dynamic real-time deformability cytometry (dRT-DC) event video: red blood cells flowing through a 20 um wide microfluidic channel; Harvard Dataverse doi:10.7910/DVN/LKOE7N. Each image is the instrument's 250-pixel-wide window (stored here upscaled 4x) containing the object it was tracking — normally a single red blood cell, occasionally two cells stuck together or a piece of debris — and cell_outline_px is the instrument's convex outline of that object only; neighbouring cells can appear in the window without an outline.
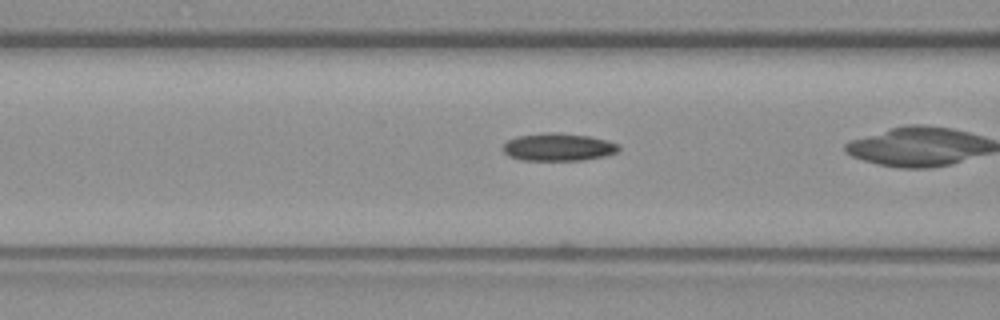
{"species": "common noctule bat (a hibernating species)", "species_latin": "Nyctalus noctula", "temperature_condition": "warm", "stored_images_in_passage": 42, "camera_frame_rate_fps": 3000, "um_per_image_px": 0.085, "animal": {"sex": "female", "body_mass_g": 19.3, "forearm_length_mm": 54.1}, "frame": {"image": 1, "passage_image": 20, "time_ms": 6.333, "image_size_px": [1000, 320], "cell_outline_px": [[620, 148], [616, 152], [604, 156], [584, 160], [520, 160], [508, 156], [504, 152], [504, 144], [508, 140], [516, 136], [544, 132], [556, 132], [588, 136], [608, 140], [616, 144]], "centroid_in_image_um": [47.42, 12.5], "position_along_channel_um": 119.2, "area_um2": 18.67}}
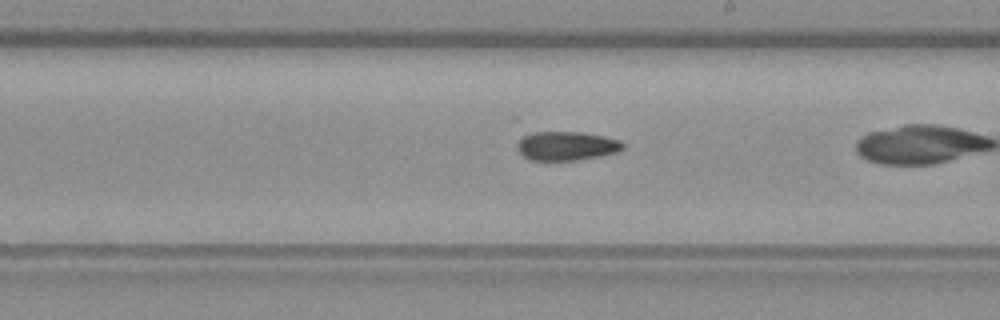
{"frame": {"image": 2, "passage_image": 30, "time_ms": 9.667, "image_size_px": [1000, 320], "cell_outline_px": [[624, 148], [620, 152], [600, 156], [576, 160], [528, 160], [516, 148], [516, 144], [524, 136], [532, 132], [580, 132], [604, 136], [620, 140], [624, 144]], "centroid_in_image_um": [48.18, 12.4], "position_along_channel_um": 240.8, "area_um2": 17.92}}
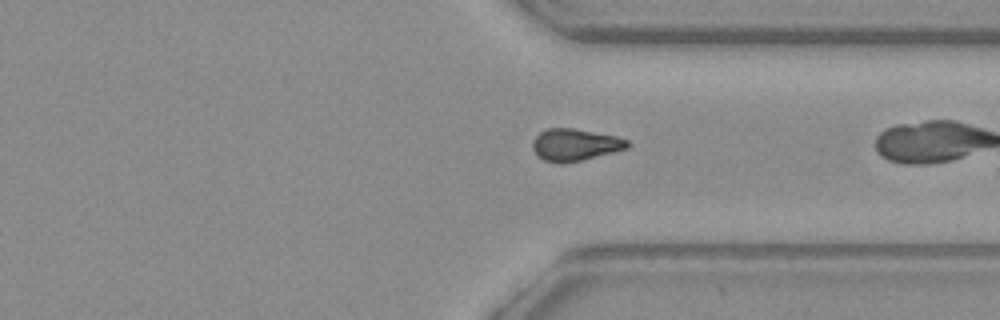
{"frame": {"image": 3, "passage_image": 40, "time_ms": 13.0, "image_size_px": [1000, 320], "cell_outline_px": [[632, 144], [628, 148], [564, 164], [560, 164], [544, 160], [536, 156], [532, 148], [532, 140], [540, 132], [548, 128], [572, 128], [616, 136], [628, 140]], "centroid_in_image_um": [48.85, 12.31], "position_along_channel_um": 362.6, "area_um2": 17.74}}